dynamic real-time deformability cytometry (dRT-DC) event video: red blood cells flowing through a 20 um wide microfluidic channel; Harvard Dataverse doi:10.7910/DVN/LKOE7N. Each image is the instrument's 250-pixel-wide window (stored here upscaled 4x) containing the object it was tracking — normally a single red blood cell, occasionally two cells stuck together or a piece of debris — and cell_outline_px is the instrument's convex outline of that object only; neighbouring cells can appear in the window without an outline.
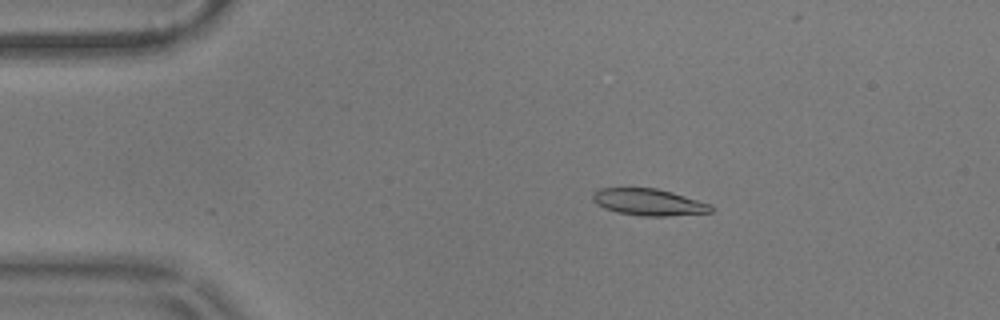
{"species": "common noctule bat (a hibernating species)", "species_latin": "Nyctalus noctula", "temperature_condition": "warm", "stored_images_in_passage": 57, "camera_frame_rate_fps": 3000, "um_per_image_px": 0.085, "animal": {"sex": "male", "body_mass_g": 17.9}, "frame": {"image": 1, "passage_image": 11, "time_ms": 3.333, "image_size_px": [1000, 320], "cell_outline_px": [[716, 208], [712, 212], [668, 216], [640, 216], [616, 212], [604, 208], [596, 204], [592, 200], [592, 192], [600, 188], [656, 188], [672, 192], [712, 204]], "centroid_in_image_um": [55.15, 17.18], "position_along_channel_um": 29.9, "area_um2": 18.67}}
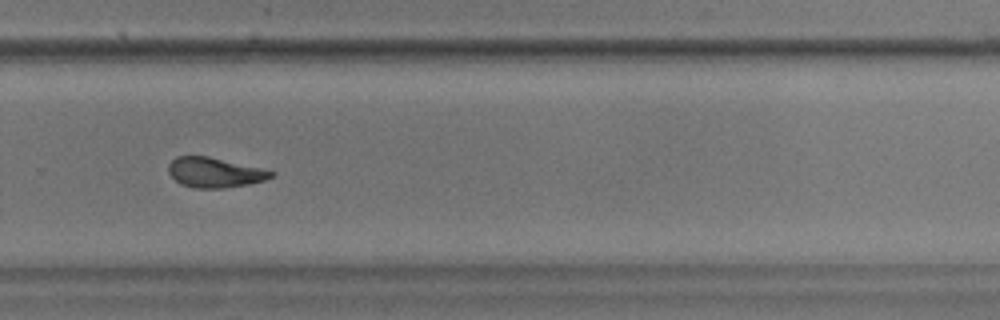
{"frame": {"image": 2, "passage_image": 39, "time_ms": 12.667, "image_size_px": [1000, 320], "cell_outline_px": [[276, 172], [272, 176], [264, 180], [248, 184], [224, 188], [196, 188], [180, 184], [168, 172], [168, 164], [176, 156], [208, 156], [260, 168]], "centroid_in_image_um": [18.21, 14.66], "position_along_channel_um": 311.6, "area_um2": 17.74}}
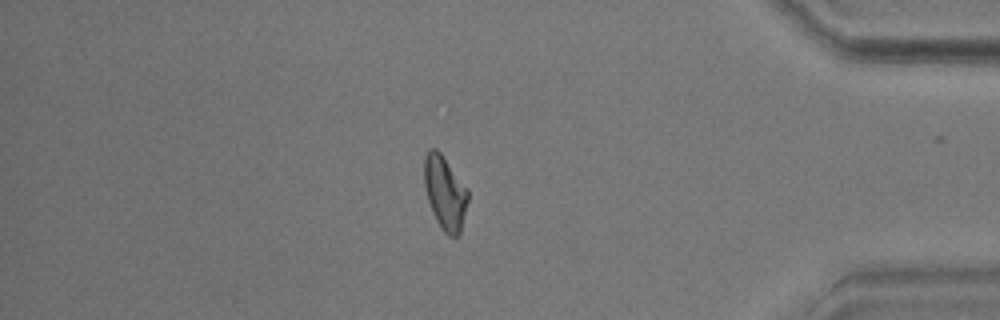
{"frame": {"image": 3, "passage_image": 49, "time_ms": 16.0, "image_size_px": [1000, 320], "cell_outline_px": [[468, 200], [460, 232], [456, 236], [448, 236], [444, 232], [436, 220], [428, 200], [424, 184], [424, 156], [428, 148], [436, 148], [440, 152], [468, 188]], "centroid_in_image_um": [37.81, 16.35], "position_along_channel_um": 397.4, "area_um2": 18.73}, "authors_computed_cell_mechanics": {"area_um2": 18.4382, "velocity_mm_per_s": 3.5815, "shape_relaxation_time_tau1_ms": 10.8827, "shape_relaxation_time_tau2_ms": 3.5411, "deformation_change_tau1": 0.2659, "deformation_change_tau2": 0.1156}}